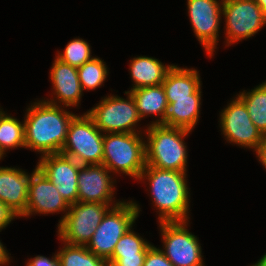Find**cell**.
I'll return each instance as SVG.
<instances>
[{"mask_svg": "<svg viewBox=\"0 0 266 266\" xmlns=\"http://www.w3.org/2000/svg\"><path fill=\"white\" fill-rule=\"evenodd\" d=\"M75 115L45 100L34 102L25 113L26 148L40 152L41 156L60 153Z\"/></svg>", "mask_w": 266, "mask_h": 266, "instance_id": "obj_1", "label": "cell"}, {"mask_svg": "<svg viewBox=\"0 0 266 266\" xmlns=\"http://www.w3.org/2000/svg\"><path fill=\"white\" fill-rule=\"evenodd\" d=\"M186 172L145 166L139 180L147 179L159 222L189 221L190 188ZM146 177V178H145Z\"/></svg>", "mask_w": 266, "mask_h": 266, "instance_id": "obj_2", "label": "cell"}, {"mask_svg": "<svg viewBox=\"0 0 266 266\" xmlns=\"http://www.w3.org/2000/svg\"><path fill=\"white\" fill-rule=\"evenodd\" d=\"M146 132V165L163 170L187 171L188 153L183 139L191 132L190 130L150 124Z\"/></svg>", "mask_w": 266, "mask_h": 266, "instance_id": "obj_3", "label": "cell"}, {"mask_svg": "<svg viewBox=\"0 0 266 266\" xmlns=\"http://www.w3.org/2000/svg\"><path fill=\"white\" fill-rule=\"evenodd\" d=\"M145 142L140 133H106L103 162L111 172L139 179L146 166Z\"/></svg>", "mask_w": 266, "mask_h": 266, "instance_id": "obj_4", "label": "cell"}, {"mask_svg": "<svg viewBox=\"0 0 266 266\" xmlns=\"http://www.w3.org/2000/svg\"><path fill=\"white\" fill-rule=\"evenodd\" d=\"M102 133L86 112L82 116L75 115L69 124L60 154L81 165H100L103 162Z\"/></svg>", "mask_w": 266, "mask_h": 266, "instance_id": "obj_5", "label": "cell"}, {"mask_svg": "<svg viewBox=\"0 0 266 266\" xmlns=\"http://www.w3.org/2000/svg\"><path fill=\"white\" fill-rule=\"evenodd\" d=\"M140 213L139 205L133 201L122 202L112 207L96 228L87 249L95 255L109 259L119 239L132 228Z\"/></svg>", "mask_w": 266, "mask_h": 266, "instance_id": "obj_6", "label": "cell"}, {"mask_svg": "<svg viewBox=\"0 0 266 266\" xmlns=\"http://www.w3.org/2000/svg\"><path fill=\"white\" fill-rule=\"evenodd\" d=\"M112 207L99 202L78 201L70 204L67 214L61 217L58 224L59 238L68 244L86 246Z\"/></svg>", "mask_w": 266, "mask_h": 266, "instance_id": "obj_7", "label": "cell"}, {"mask_svg": "<svg viewBox=\"0 0 266 266\" xmlns=\"http://www.w3.org/2000/svg\"><path fill=\"white\" fill-rule=\"evenodd\" d=\"M127 100L119 96H108L98 105L86 112L94 121L95 126L104 133H140L136 131L141 120L136 102L130 92H126Z\"/></svg>", "mask_w": 266, "mask_h": 266, "instance_id": "obj_8", "label": "cell"}, {"mask_svg": "<svg viewBox=\"0 0 266 266\" xmlns=\"http://www.w3.org/2000/svg\"><path fill=\"white\" fill-rule=\"evenodd\" d=\"M164 250L174 266H204L197 237L187 229L188 221L159 222Z\"/></svg>", "mask_w": 266, "mask_h": 266, "instance_id": "obj_9", "label": "cell"}, {"mask_svg": "<svg viewBox=\"0 0 266 266\" xmlns=\"http://www.w3.org/2000/svg\"><path fill=\"white\" fill-rule=\"evenodd\" d=\"M227 46L248 39L266 25V15L255 0H223Z\"/></svg>", "mask_w": 266, "mask_h": 266, "instance_id": "obj_10", "label": "cell"}, {"mask_svg": "<svg viewBox=\"0 0 266 266\" xmlns=\"http://www.w3.org/2000/svg\"><path fill=\"white\" fill-rule=\"evenodd\" d=\"M220 116V128L227 141L258 150L264 136L253 124L245 104L238 97L222 110Z\"/></svg>", "mask_w": 266, "mask_h": 266, "instance_id": "obj_11", "label": "cell"}, {"mask_svg": "<svg viewBox=\"0 0 266 266\" xmlns=\"http://www.w3.org/2000/svg\"><path fill=\"white\" fill-rule=\"evenodd\" d=\"M222 6L223 0H187L192 29L209 57L218 43Z\"/></svg>", "mask_w": 266, "mask_h": 266, "instance_id": "obj_12", "label": "cell"}, {"mask_svg": "<svg viewBox=\"0 0 266 266\" xmlns=\"http://www.w3.org/2000/svg\"><path fill=\"white\" fill-rule=\"evenodd\" d=\"M37 168L55 185L70 205L78 202V172L82 166L63 154L40 156Z\"/></svg>", "mask_w": 266, "mask_h": 266, "instance_id": "obj_13", "label": "cell"}, {"mask_svg": "<svg viewBox=\"0 0 266 266\" xmlns=\"http://www.w3.org/2000/svg\"><path fill=\"white\" fill-rule=\"evenodd\" d=\"M111 171L100 165H82L78 172V201L99 202L113 207L122 203L112 202L114 195V182L109 175ZM113 203V204H112Z\"/></svg>", "mask_w": 266, "mask_h": 266, "instance_id": "obj_14", "label": "cell"}, {"mask_svg": "<svg viewBox=\"0 0 266 266\" xmlns=\"http://www.w3.org/2000/svg\"><path fill=\"white\" fill-rule=\"evenodd\" d=\"M70 205L60 195L55 185L37 168L30 175L28 202L23 217L32 214H53L56 212H66Z\"/></svg>", "mask_w": 266, "mask_h": 266, "instance_id": "obj_15", "label": "cell"}, {"mask_svg": "<svg viewBox=\"0 0 266 266\" xmlns=\"http://www.w3.org/2000/svg\"><path fill=\"white\" fill-rule=\"evenodd\" d=\"M50 79L52 81L54 99L45 100L48 103L66 107L78 106L83 90L78 77L77 68L55 59L51 67ZM58 101V103H57Z\"/></svg>", "mask_w": 266, "mask_h": 266, "instance_id": "obj_16", "label": "cell"}, {"mask_svg": "<svg viewBox=\"0 0 266 266\" xmlns=\"http://www.w3.org/2000/svg\"><path fill=\"white\" fill-rule=\"evenodd\" d=\"M30 175L19 168L0 167V201L18 216L26 211Z\"/></svg>", "mask_w": 266, "mask_h": 266, "instance_id": "obj_17", "label": "cell"}, {"mask_svg": "<svg viewBox=\"0 0 266 266\" xmlns=\"http://www.w3.org/2000/svg\"><path fill=\"white\" fill-rule=\"evenodd\" d=\"M201 105V87L190 98L172 99L162 125L192 131L198 122Z\"/></svg>", "mask_w": 266, "mask_h": 266, "instance_id": "obj_18", "label": "cell"}, {"mask_svg": "<svg viewBox=\"0 0 266 266\" xmlns=\"http://www.w3.org/2000/svg\"><path fill=\"white\" fill-rule=\"evenodd\" d=\"M162 86L169 104L172 103V99L190 98V95L201 87V81L197 70L173 65L167 72Z\"/></svg>", "mask_w": 266, "mask_h": 266, "instance_id": "obj_19", "label": "cell"}, {"mask_svg": "<svg viewBox=\"0 0 266 266\" xmlns=\"http://www.w3.org/2000/svg\"><path fill=\"white\" fill-rule=\"evenodd\" d=\"M151 246L148 241L130 228L119 239L108 260L120 266H143L146 253Z\"/></svg>", "mask_w": 266, "mask_h": 266, "instance_id": "obj_20", "label": "cell"}, {"mask_svg": "<svg viewBox=\"0 0 266 266\" xmlns=\"http://www.w3.org/2000/svg\"><path fill=\"white\" fill-rule=\"evenodd\" d=\"M130 74L135 90L147 86L160 85L165 79L167 72L173 65H164L153 57L139 56L130 61Z\"/></svg>", "mask_w": 266, "mask_h": 266, "instance_id": "obj_21", "label": "cell"}, {"mask_svg": "<svg viewBox=\"0 0 266 266\" xmlns=\"http://www.w3.org/2000/svg\"><path fill=\"white\" fill-rule=\"evenodd\" d=\"M133 96L140 118H145L150 114L159 116L152 124H162L164 122L168 103L165 90L160 85L147 86L128 91Z\"/></svg>", "mask_w": 266, "mask_h": 266, "instance_id": "obj_22", "label": "cell"}, {"mask_svg": "<svg viewBox=\"0 0 266 266\" xmlns=\"http://www.w3.org/2000/svg\"><path fill=\"white\" fill-rule=\"evenodd\" d=\"M237 97L245 104L253 124L266 136V81Z\"/></svg>", "mask_w": 266, "mask_h": 266, "instance_id": "obj_23", "label": "cell"}, {"mask_svg": "<svg viewBox=\"0 0 266 266\" xmlns=\"http://www.w3.org/2000/svg\"><path fill=\"white\" fill-rule=\"evenodd\" d=\"M64 247L56 254L59 266H106L107 259L89 251L85 245L63 243Z\"/></svg>", "mask_w": 266, "mask_h": 266, "instance_id": "obj_24", "label": "cell"}, {"mask_svg": "<svg viewBox=\"0 0 266 266\" xmlns=\"http://www.w3.org/2000/svg\"><path fill=\"white\" fill-rule=\"evenodd\" d=\"M25 147L24 123L6 113L0 119V160L6 150Z\"/></svg>", "mask_w": 266, "mask_h": 266, "instance_id": "obj_25", "label": "cell"}, {"mask_svg": "<svg viewBox=\"0 0 266 266\" xmlns=\"http://www.w3.org/2000/svg\"><path fill=\"white\" fill-rule=\"evenodd\" d=\"M104 63L102 59L94 57L77 68L82 90H94L102 86L108 75V70Z\"/></svg>", "mask_w": 266, "mask_h": 266, "instance_id": "obj_26", "label": "cell"}, {"mask_svg": "<svg viewBox=\"0 0 266 266\" xmlns=\"http://www.w3.org/2000/svg\"><path fill=\"white\" fill-rule=\"evenodd\" d=\"M56 58L72 67L79 68L94 57L91 56V48L88 42L80 38H74L66 45L64 52L57 53Z\"/></svg>", "mask_w": 266, "mask_h": 266, "instance_id": "obj_27", "label": "cell"}, {"mask_svg": "<svg viewBox=\"0 0 266 266\" xmlns=\"http://www.w3.org/2000/svg\"><path fill=\"white\" fill-rule=\"evenodd\" d=\"M143 266H174L161 249L151 246L145 256Z\"/></svg>", "mask_w": 266, "mask_h": 266, "instance_id": "obj_28", "label": "cell"}, {"mask_svg": "<svg viewBox=\"0 0 266 266\" xmlns=\"http://www.w3.org/2000/svg\"><path fill=\"white\" fill-rule=\"evenodd\" d=\"M15 217H18V215L5 203L0 201V232L2 229L7 227V225L10 224Z\"/></svg>", "mask_w": 266, "mask_h": 266, "instance_id": "obj_29", "label": "cell"}, {"mask_svg": "<svg viewBox=\"0 0 266 266\" xmlns=\"http://www.w3.org/2000/svg\"><path fill=\"white\" fill-rule=\"evenodd\" d=\"M26 266H59V260L57 254H55L52 259L37 255L28 260Z\"/></svg>", "mask_w": 266, "mask_h": 266, "instance_id": "obj_30", "label": "cell"}, {"mask_svg": "<svg viewBox=\"0 0 266 266\" xmlns=\"http://www.w3.org/2000/svg\"><path fill=\"white\" fill-rule=\"evenodd\" d=\"M258 160L262 163V166L266 168V136L263 137L262 143L256 151Z\"/></svg>", "mask_w": 266, "mask_h": 266, "instance_id": "obj_31", "label": "cell"}, {"mask_svg": "<svg viewBox=\"0 0 266 266\" xmlns=\"http://www.w3.org/2000/svg\"><path fill=\"white\" fill-rule=\"evenodd\" d=\"M9 260H10L9 254L7 253L6 248L0 242V266L10 263Z\"/></svg>", "mask_w": 266, "mask_h": 266, "instance_id": "obj_32", "label": "cell"}, {"mask_svg": "<svg viewBox=\"0 0 266 266\" xmlns=\"http://www.w3.org/2000/svg\"><path fill=\"white\" fill-rule=\"evenodd\" d=\"M259 7L262 9L263 13L266 15V0H255Z\"/></svg>", "mask_w": 266, "mask_h": 266, "instance_id": "obj_33", "label": "cell"}, {"mask_svg": "<svg viewBox=\"0 0 266 266\" xmlns=\"http://www.w3.org/2000/svg\"><path fill=\"white\" fill-rule=\"evenodd\" d=\"M258 266H266V253L262 258L256 263Z\"/></svg>", "mask_w": 266, "mask_h": 266, "instance_id": "obj_34", "label": "cell"}, {"mask_svg": "<svg viewBox=\"0 0 266 266\" xmlns=\"http://www.w3.org/2000/svg\"><path fill=\"white\" fill-rule=\"evenodd\" d=\"M106 266H120V265H118L116 262H114V261H110V260H107V264H106Z\"/></svg>", "mask_w": 266, "mask_h": 266, "instance_id": "obj_35", "label": "cell"}, {"mask_svg": "<svg viewBox=\"0 0 266 266\" xmlns=\"http://www.w3.org/2000/svg\"><path fill=\"white\" fill-rule=\"evenodd\" d=\"M4 114H5V112L2 111V109H0V119H1V117H2Z\"/></svg>", "mask_w": 266, "mask_h": 266, "instance_id": "obj_36", "label": "cell"}]
</instances>
